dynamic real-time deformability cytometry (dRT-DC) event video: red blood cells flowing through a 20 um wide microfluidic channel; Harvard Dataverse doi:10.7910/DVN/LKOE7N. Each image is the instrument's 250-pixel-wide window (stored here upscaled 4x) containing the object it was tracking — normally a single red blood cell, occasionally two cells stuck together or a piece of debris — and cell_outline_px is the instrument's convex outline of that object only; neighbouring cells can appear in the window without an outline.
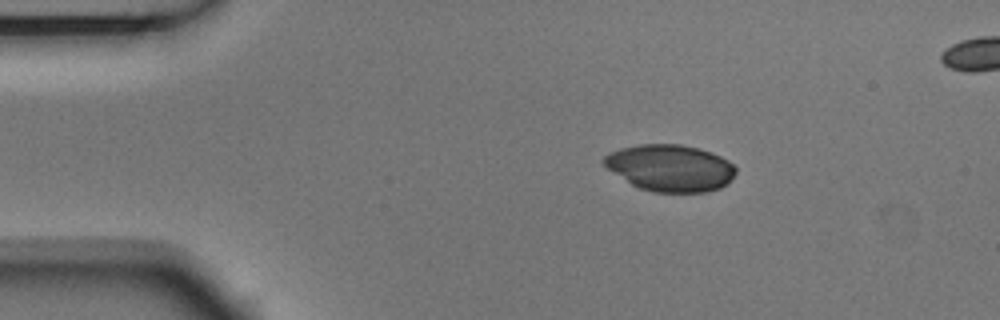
{"species": "Egyptian fruit bat (a non-hibernating species)", "species_latin": "Rousettus aegyptiacus", "temperature_condition": "room temperature", "stored_images_in_passage": 5, "camera_frame_rate_fps": 3000, "um_per_image_px": 0.085, "animal": {"sex": "male"}, "frame": {"image": 1, "passage_image": 2, "time_ms": 0.333, "image_size_px": [1000, 320], "cell_outline_px": [[736, 172], [720, 188], [704, 192], [652, 192], [640, 188], [632, 184], [608, 168], [600, 160], [608, 152], [620, 148], [640, 144], [680, 144], [700, 148], [712, 152], [728, 160], [736, 168]], "centroid_in_image_um": [56.95, 14.25], "position_along_channel_um": 28.1, "area_um2": 35.78}}